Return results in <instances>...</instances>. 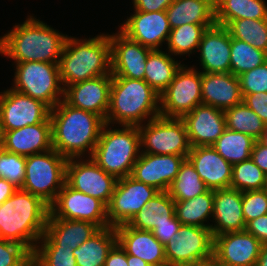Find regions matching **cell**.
I'll list each match as a JSON object with an SVG mask.
<instances>
[{"instance_id": "obj_1", "label": "cell", "mask_w": 267, "mask_h": 266, "mask_svg": "<svg viewBox=\"0 0 267 266\" xmlns=\"http://www.w3.org/2000/svg\"><path fill=\"white\" fill-rule=\"evenodd\" d=\"M50 119L54 150L67 159H81L85 151L90 152L91 157L105 124L99 115L62 100L50 110Z\"/></svg>"}, {"instance_id": "obj_2", "label": "cell", "mask_w": 267, "mask_h": 266, "mask_svg": "<svg viewBox=\"0 0 267 266\" xmlns=\"http://www.w3.org/2000/svg\"><path fill=\"white\" fill-rule=\"evenodd\" d=\"M49 214L47 203L18 188L0 204V239L19 243L33 254L45 232Z\"/></svg>"}, {"instance_id": "obj_3", "label": "cell", "mask_w": 267, "mask_h": 266, "mask_svg": "<svg viewBox=\"0 0 267 266\" xmlns=\"http://www.w3.org/2000/svg\"><path fill=\"white\" fill-rule=\"evenodd\" d=\"M67 37L30 16L0 38V53L15 63H59Z\"/></svg>"}, {"instance_id": "obj_4", "label": "cell", "mask_w": 267, "mask_h": 266, "mask_svg": "<svg viewBox=\"0 0 267 266\" xmlns=\"http://www.w3.org/2000/svg\"><path fill=\"white\" fill-rule=\"evenodd\" d=\"M158 116L160 94L145 80L112 77L105 123L110 125L115 121L121 126H140L146 118L152 120Z\"/></svg>"}, {"instance_id": "obj_5", "label": "cell", "mask_w": 267, "mask_h": 266, "mask_svg": "<svg viewBox=\"0 0 267 266\" xmlns=\"http://www.w3.org/2000/svg\"><path fill=\"white\" fill-rule=\"evenodd\" d=\"M59 72L62 85H73L98 76L111 74L109 35L78 40L67 37L60 57Z\"/></svg>"}, {"instance_id": "obj_6", "label": "cell", "mask_w": 267, "mask_h": 266, "mask_svg": "<svg viewBox=\"0 0 267 266\" xmlns=\"http://www.w3.org/2000/svg\"><path fill=\"white\" fill-rule=\"evenodd\" d=\"M102 127L99 140L91 155L92 160L105 172L117 179L131 175L133 166L140 155V131L138 126L122 129ZM139 153V154H138Z\"/></svg>"}, {"instance_id": "obj_7", "label": "cell", "mask_w": 267, "mask_h": 266, "mask_svg": "<svg viewBox=\"0 0 267 266\" xmlns=\"http://www.w3.org/2000/svg\"><path fill=\"white\" fill-rule=\"evenodd\" d=\"M67 160L54 149L27 156L21 189L50 206L65 184Z\"/></svg>"}, {"instance_id": "obj_8", "label": "cell", "mask_w": 267, "mask_h": 266, "mask_svg": "<svg viewBox=\"0 0 267 266\" xmlns=\"http://www.w3.org/2000/svg\"><path fill=\"white\" fill-rule=\"evenodd\" d=\"M14 89L46 104L53 109L63 100L64 87L58 63L23 62L15 63Z\"/></svg>"}, {"instance_id": "obj_9", "label": "cell", "mask_w": 267, "mask_h": 266, "mask_svg": "<svg viewBox=\"0 0 267 266\" xmlns=\"http://www.w3.org/2000/svg\"><path fill=\"white\" fill-rule=\"evenodd\" d=\"M138 126L142 153L179 155L187 159L191 146L185 124L181 118L158 116Z\"/></svg>"}, {"instance_id": "obj_10", "label": "cell", "mask_w": 267, "mask_h": 266, "mask_svg": "<svg viewBox=\"0 0 267 266\" xmlns=\"http://www.w3.org/2000/svg\"><path fill=\"white\" fill-rule=\"evenodd\" d=\"M201 104V72L183 65L168 87L160 94V115L168 118H182Z\"/></svg>"}, {"instance_id": "obj_11", "label": "cell", "mask_w": 267, "mask_h": 266, "mask_svg": "<svg viewBox=\"0 0 267 266\" xmlns=\"http://www.w3.org/2000/svg\"><path fill=\"white\" fill-rule=\"evenodd\" d=\"M158 192L155 187L140 182L131 175L118 179L107 205L109 226L128 224Z\"/></svg>"}, {"instance_id": "obj_12", "label": "cell", "mask_w": 267, "mask_h": 266, "mask_svg": "<svg viewBox=\"0 0 267 266\" xmlns=\"http://www.w3.org/2000/svg\"><path fill=\"white\" fill-rule=\"evenodd\" d=\"M164 247L167 264L180 266L211 257L214 238L210 228L181 224L179 233Z\"/></svg>"}, {"instance_id": "obj_13", "label": "cell", "mask_w": 267, "mask_h": 266, "mask_svg": "<svg viewBox=\"0 0 267 266\" xmlns=\"http://www.w3.org/2000/svg\"><path fill=\"white\" fill-rule=\"evenodd\" d=\"M48 218L88 221L99 228L109 226L107 206L99 199L76 191L66 183L50 205Z\"/></svg>"}, {"instance_id": "obj_14", "label": "cell", "mask_w": 267, "mask_h": 266, "mask_svg": "<svg viewBox=\"0 0 267 266\" xmlns=\"http://www.w3.org/2000/svg\"><path fill=\"white\" fill-rule=\"evenodd\" d=\"M75 159L67 160L65 183L76 191L99 199L107 206L118 179L105 172L92 158L86 161Z\"/></svg>"}, {"instance_id": "obj_15", "label": "cell", "mask_w": 267, "mask_h": 266, "mask_svg": "<svg viewBox=\"0 0 267 266\" xmlns=\"http://www.w3.org/2000/svg\"><path fill=\"white\" fill-rule=\"evenodd\" d=\"M50 108L28 95L9 89L0 94V124L2 131H11L45 122Z\"/></svg>"}, {"instance_id": "obj_16", "label": "cell", "mask_w": 267, "mask_h": 266, "mask_svg": "<svg viewBox=\"0 0 267 266\" xmlns=\"http://www.w3.org/2000/svg\"><path fill=\"white\" fill-rule=\"evenodd\" d=\"M112 77L144 80L146 60L152 49L127 38L120 31L109 35Z\"/></svg>"}, {"instance_id": "obj_17", "label": "cell", "mask_w": 267, "mask_h": 266, "mask_svg": "<svg viewBox=\"0 0 267 266\" xmlns=\"http://www.w3.org/2000/svg\"><path fill=\"white\" fill-rule=\"evenodd\" d=\"M171 27L166 11L143 12L135 10L120 27L127 38L152 50H159L168 41Z\"/></svg>"}, {"instance_id": "obj_18", "label": "cell", "mask_w": 267, "mask_h": 266, "mask_svg": "<svg viewBox=\"0 0 267 266\" xmlns=\"http://www.w3.org/2000/svg\"><path fill=\"white\" fill-rule=\"evenodd\" d=\"M112 74L98 76L64 88L63 100L96 115L104 121L109 109Z\"/></svg>"}, {"instance_id": "obj_19", "label": "cell", "mask_w": 267, "mask_h": 266, "mask_svg": "<svg viewBox=\"0 0 267 266\" xmlns=\"http://www.w3.org/2000/svg\"><path fill=\"white\" fill-rule=\"evenodd\" d=\"M185 159L184 156L179 155H157L140 152L133 166L131 176L140 182L155 187L159 191H168Z\"/></svg>"}, {"instance_id": "obj_20", "label": "cell", "mask_w": 267, "mask_h": 266, "mask_svg": "<svg viewBox=\"0 0 267 266\" xmlns=\"http://www.w3.org/2000/svg\"><path fill=\"white\" fill-rule=\"evenodd\" d=\"M261 247L246 230L226 232L214 237L213 255L230 266H255Z\"/></svg>"}, {"instance_id": "obj_21", "label": "cell", "mask_w": 267, "mask_h": 266, "mask_svg": "<svg viewBox=\"0 0 267 266\" xmlns=\"http://www.w3.org/2000/svg\"><path fill=\"white\" fill-rule=\"evenodd\" d=\"M181 119L191 147L212 146L226 129L224 111L209 105H198Z\"/></svg>"}, {"instance_id": "obj_22", "label": "cell", "mask_w": 267, "mask_h": 266, "mask_svg": "<svg viewBox=\"0 0 267 266\" xmlns=\"http://www.w3.org/2000/svg\"><path fill=\"white\" fill-rule=\"evenodd\" d=\"M2 133V148L11 153L27 157L53 149L50 117L45 122Z\"/></svg>"}, {"instance_id": "obj_23", "label": "cell", "mask_w": 267, "mask_h": 266, "mask_svg": "<svg viewBox=\"0 0 267 266\" xmlns=\"http://www.w3.org/2000/svg\"><path fill=\"white\" fill-rule=\"evenodd\" d=\"M187 159L208 189L230 188L232 165L212 146L191 147Z\"/></svg>"}, {"instance_id": "obj_24", "label": "cell", "mask_w": 267, "mask_h": 266, "mask_svg": "<svg viewBox=\"0 0 267 266\" xmlns=\"http://www.w3.org/2000/svg\"><path fill=\"white\" fill-rule=\"evenodd\" d=\"M100 228L94 223L63 218H48L41 247H66L75 250Z\"/></svg>"}, {"instance_id": "obj_25", "label": "cell", "mask_w": 267, "mask_h": 266, "mask_svg": "<svg viewBox=\"0 0 267 266\" xmlns=\"http://www.w3.org/2000/svg\"><path fill=\"white\" fill-rule=\"evenodd\" d=\"M199 50L203 72H230L231 35L225 26L215 24L207 28L199 43Z\"/></svg>"}, {"instance_id": "obj_26", "label": "cell", "mask_w": 267, "mask_h": 266, "mask_svg": "<svg viewBox=\"0 0 267 266\" xmlns=\"http://www.w3.org/2000/svg\"><path fill=\"white\" fill-rule=\"evenodd\" d=\"M117 242L129 255L138 257L150 266L167 264L165 247L152 231L134 229L128 224L115 227Z\"/></svg>"}, {"instance_id": "obj_27", "label": "cell", "mask_w": 267, "mask_h": 266, "mask_svg": "<svg viewBox=\"0 0 267 266\" xmlns=\"http://www.w3.org/2000/svg\"><path fill=\"white\" fill-rule=\"evenodd\" d=\"M202 104L227 110L243 102L240 80L231 72H201Z\"/></svg>"}, {"instance_id": "obj_28", "label": "cell", "mask_w": 267, "mask_h": 266, "mask_svg": "<svg viewBox=\"0 0 267 266\" xmlns=\"http://www.w3.org/2000/svg\"><path fill=\"white\" fill-rule=\"evenodd\" d=\"M213 238L226 232L244 231L246 222L242 211V192L233 188L213 190Z\"/></svg>"}, {"instance_id": "obj_29", "label": "cell", "mask_w": 267, "mask_h": 266, "mask_svg": "<svg viewBox=\"0 0 267 266\" xmlns=\"http://www.w3.org/2000/svg\"><path fill=\"white\" fill-rule=\"evenodd\" d=\"M171 29L184 24L211 28L216 24L215 0H174L165 10Z\"/></svg>"}, {"instance_id": "obj_30", "label": "cell", "mask_w": 267, "mask_h": 266, "mask_svg": "<svg viewBox=\"0 0 267 266\" xmlns=\"http://www.w3.org/2000/svg\"><path fill=\"white\" fill-rule=\"evenodd\" d=\"M116 243L115 227L100 228L73 251L77 266H104L109 251Z\"/></svg>"}, {"instance_id": "obj_31", "label": "cell", "mask_w": 267, "mask_h": 266, "mask_svg": "<svg viewBox=\"0 0 267 266\" xmlns=\"http://www.w3.org/2000/svg\"><path fill=\"white\" fill-rule=\"evenodd\" d=\"M175 202L168 191H159L128 223L134 229L152 231L175 216Z\"/></svg>"}, {"instance_id": "obj_32", "label": "cell", "mask_w": 267, "mask_h": 266, "mask_svg": "<svg viewBox=\"0 0 267 266\" xmlns=\"http://www.w3.org/2000/svg\"><path fill=\"white\" fill-rule=\"evenodd\" d=\"M182 64L171 54L162 50H152L146 60L144 80L159 94L171 83Z\"/></svg>"}, {"instance_id": "obj_33", "label": "cell", "mask_w": 267, "mask_h": 266, "mask_svg": "<svg viewBox=\"0 0 267 266\" xmlns=\"http://www.w3.org/2000/svg\"><path fill=\"white\" fill-rule=\"evenodd\" d=\"M216 24L226 26L237 19H267L264 0H215Z\"/></svg>"}, {"instance_id": "obj_34", "label": "cell", "mask_w": 267, "mask_h": 266, "mask_svg": "<svg viewBox=\"0 0 267 266\" xmlns=\"http://www.w3.org/2000/svg\"><path fill=\"white\" fill-rule=\"evenodd\" d=\"M175 202V216L181 224L210 228L211 225L204 224L207 218L213 216V190L206 192L185 201Z\"/></svg>"}, {"instance_id": "obj_35", "label": "cell", "mask_w": 267, "mask_h": 266, "mask_svg": "<svg viewBox=\"0 0 267 266\" xmlns=\"http://www.w3.org/2000/svg\"><path fill=\"white\" fill-rule=\"evenodd\" d=\"M255 139L251 136L225 129L212 147L231 165L251 158Z\"/></svg>"}, {"instance_id": "obj_36", "label": "cell", "mask_w": 267, "mask_h": 266, "mask_svg": "<svg viewBox=\"0 0 267 266\" xmlns=\"http://www.w3.org/2000/svg\"><path fill=\"white\" fill-rule=\"evenodd\" d=\"M207 190L208 188L201 180L192 163L185 159L180 166L176 178L170 185L168 193L174 201H185Z\"/></svg>"}, {"instance_id": "obj_37", "label": "cell", "mask_w": 267, "mask_h": 266, "mask_svg": "<svg viewBox=\"0 0 267 266\" xmlns=\"http://www.w3.org/2000/svg\"><path fill=\"white\" fill-rule=\"evenodd\" d=\"M226 128L251 136L256 141L266 130V124L244 102L224 111Z\"/></svg>"}, {"instance_id": "obj_38", "label": "cell", "mask_w": 267, "mask_h": 266, "mask_svg": "<svg viewBox=\"0 0 267 266\" xmlns=\"http://www.w3.org/2000/svg\"><path fill=\"white\" fill-rule=\"evenodd\" d=\"M231 37L267 53V19H237L225 26Z\"/></svg>"}, {"instance_id": "obj_39", "label": "cell", "mask_w": 267, "mask_h": 266, "mask_svg": "<svg viewBox=\"0 0 267 266\" xmlns=\"http://www.w3.org/2000/svg\"><path fill=\"white\" fill-rule=\"evenodd\" d=\"M267 53L251 44L231 37L230 72L235 76L263 65Z\"/></svg>"}, {"instance_id": "obj_40", "label": "cell", "mask_w": 267, "mask_h": 266, "mask_svg": "<svg viewBox=\"0 0 267 266\" xmlns=\"http://www.w3.org/2000/svg\"><path fill=\"white\" fill-rule=\"evenodd\" d=\"M206 30L205 25L199 24H184L171 29L167 41L169 53L185 55L195 52Z\"/></svg>"}, {"instance_id": "obj_41", "label": "cell", "mask_w": 267, "mask_h": 266, "mask_svg": "<svg viewBox=\"0 0 267 266\" xmlns=\"http://www.w3.org/2000/svg\"><path fill=\"white\" fill-rule=\"evenodd\" d=\"M266 173L253 160L247 159L232 165V180L230 188L238 191H252L263 188Z\"/></svg>"}, {"instance_id": "obj_42", "label": "cell", "mask_w": 267, "mask_h": 266, "mask_svg": "<svg viewBox=\"0 0 267 266\" xmlns=\"http://www.w3.org/2000/svg\"><path fill=\"white\" fill-rule=\"evenodd\" d=\"M72 248L36 246L32 254L33 266H77Z\"/></svg>"}, {"instance_id": "obj_43", "label": "cell", "mask_w": 267, "mask_h": 266, "mask_svg": "<svg viewBox=\"0 0 267 266\" xmlns=\"http://www.w3.org/2000/svg\"><path fill=\"white\" fill-rule=\"evenodd\" d=\"M26 157L0 148V178L22 188L25 178Z\"/></svg>"}, {"instance_id": "obj_44", "label": "cell", "mask_w": 267, "mask_h": 266, "mask_svg": "<svg viewBox=\"0 0 267 266\" xmlns=\"http://www.w3.org/2000/svg\"><path fill=\"white\" fill-rule=\"evenodd\" d=\"M32 254L21 244L0 239V266H31Z\"/></svg>"}, {"instance_id": "obj_45", "label": "cell", "mask_w": 267, "mask_h": 266, "mask_svg": "<svg viewBox=\"0 0 267 266\" xmlns=\"http://www.w3.org/2000/svg\"><path fill=\"white\" fill-rule=\"evenodd\" d=\"M242 211L246 224L267 214V193L262 189L242 192Z\"/></svg>"}, {"instance_id": "obj_46", "label": "cell", "mask_w": 267, "mask_h": 266, "mask_svg": "<svg viewBox=\"0 0 267 266\" xmlns=\"http://www.w3.org/2000/svg\"><path fill=\"white\" fill-rule=\"evenodd\" d=\"M242 94L267 92V61L238 76Z\"/></svg>"}, {"instance_id": "obj_47", "label": "cell", "mask_w": 267, "mask_h": 266, "mask_svg": "<svg viewBox=\"0 0 267 266\" xmlns=\"http://www.w3.org/2000/svg\"><path fill=\"white\" fill-rule=\"evenodd\" d=\"M243 102L267 125V92L242 94Z\"/></svg>"}, {"instance_id": "obj_48", "label": "cell", "mask_w": 267, "mask_h": 266, "mask_svg": "<svg viewBox=\"0 0 267 266\" xmlns=\"http://www.w3.org/2000/svg\"><path fill=\"white\" fill-rule=\"evenodd\" d=\"M181 226L180 221L174 216L169 219V223H163L156 226L152 232L156 239L161 242L164 246L179 233V228Z\"/></svg>"}, {"instance_id": "obj_49", "label": "cell", "mask_w": 267, "mask_h": 266, "mask_svg": "<svg viewBox=\"0 0 267 266\" xmlns=\"http://www.w3.org/2000/svg\"><path fill=\"white\" fill-rule=\"evenodd\" d=\"M245 230L257 238L262 244L267 242V214L249 221Z\"/></svg>"}, {"instance_id": "obj_50", "label": "cell", "mask_w": 267, "mask_h": 266, "mask_svg": "<svg viewBox=\"0 0 267 266\" xmlns=\"http://www.w3.org/2000/svg\"><path fill=\"white\" fill-rule=\"evenodd\" d=\"M174 0H133L134 10L143 12L165 11Z\"/></svg>"}, {"instance_id": "obj_51", "label": "cell", "mask_w": 267, "mask_h": 266, "mask_svg": "<svg viewBox=\"0 0 267 266\" xmlns=\"http://www.w3.org/2000/svg\"><path fill=\"white\" fill-rule=\"evenodd\" d=\"M104 266H129L127 262V253L118 242L109 251Z\"/></svg>"}, {"instance_id": "obj_52", "label": "cell", "mask_w": 267, "mask_h": 266, "mask_svg": "<svg viewBox=\"0 0 267 266\" xmlns=\"http://www.w3.org/2000/svg\"><path fill=\"white\" fill-rule=\"evenodd\" d=\"M251 159L264 173L267 174V148L261 145L258 141H255L253 145Z\"/></svg>"}, {"instance_id": "obj_53", "label": "cell", "mask_w": 267, "mask_h": 266, "mask_svg": "<svg viewBox=\"0 0 267 266\" xmlns=\"http://www.w3.org/2000/svg\"><path fill=\"white\" fill-rule=\"evenodd\" d=\"M18 188L4 178H0V204L11 197Z\"/></svg>"}, {"instance_id": "obj_54", "label": "cell", "mask_w": 267, "mask_h": 266, "mask_svg": "<svg viewBox=\"0 0 267 266\" xmlns=\"http://www.w3.org/2000/svg\"><path fill=\"white\" fill-rule=\"evenodd\" d=\"M255 266H267V242L262 244L261 251Z\"/></svg>"}, {"instance_id": "obj_55", "label": "cell", "mask_w": 267, "mask_h": 266, "mask_svg": "<svg viewBox=\"0 0 267 266\" xmlns=\"http://www.w3.org/2000/svg\"><path fill=\"white\" fill-rule=\"evenodd\" d=\"M127 262L129 266H150L144 260L129 254H127Z\"/></svg>"}, {"instance_id": "obj_56", "label": "cell", "mask_w": 267, "mask_h": 266, "mask_svg": "<svg viewBox=\"0 0 267 266\" xmlns=\"http://www.w3.org/2000/svg\"><path fill=\"white\" fill-rule=\"evenodd\" d=\"M206 266H230L229 264L221 262L214 255L206 259Z\"/></svg>"}, {"instance_id": "obj_57", "label": "cell", "mask_w": 267, "mask_h": 266, "mask_svg": "<svg viewBox=\"0 0 267 266\" xmlns=\"http://www.w3.org/2000/svg\"><path fill=\"white\" fill-rule=\"evenodd\" d=\"M261 145L267 148V126L265 132L262 136L257 140Z\"/></svg>"}, {"instance_id": "obj_58", "label": "cell", "mask_w": 267, "mask_h": 266, "mask_svg": "<svg viewBox=\"0 0 267 266\" xmlns=\"http://www.w3.org/2000/svg\"><path fill=\"white\" fill-rule=\"evenodd\" d=\"M180 266H206V260L200 261V262H196V263L183 264V265H180Z\"/></svg>"}, {"instance_id": "obj_59", "label": "cell", "mask_w": 267, "mask_h": 266, "mask_svg": "<svg viewBox=\"0 0 267 266\" xmlns=\"http://www.w3.org/2000/svg\"><path fill=\"white\" fill-rule=\"evenodd\" d=\"M262 190L267 193V174L265 176L264 185H263Z\"/></svg>"}, {"instance_id": "obj_60", "label": "cell", "mask_w": 267, "mask_h": 266, "mask_svg": "<svg viewBox=\"0 0 267 266\" xmlns=\"http://www.w3.org/2000/svg\"><path fill=\"white\" fill-rule=\"evenodd\" d=\"M2 136H3V133L1 130V124H0V148L2 147Z\"/></svg>"}]
</instances>
